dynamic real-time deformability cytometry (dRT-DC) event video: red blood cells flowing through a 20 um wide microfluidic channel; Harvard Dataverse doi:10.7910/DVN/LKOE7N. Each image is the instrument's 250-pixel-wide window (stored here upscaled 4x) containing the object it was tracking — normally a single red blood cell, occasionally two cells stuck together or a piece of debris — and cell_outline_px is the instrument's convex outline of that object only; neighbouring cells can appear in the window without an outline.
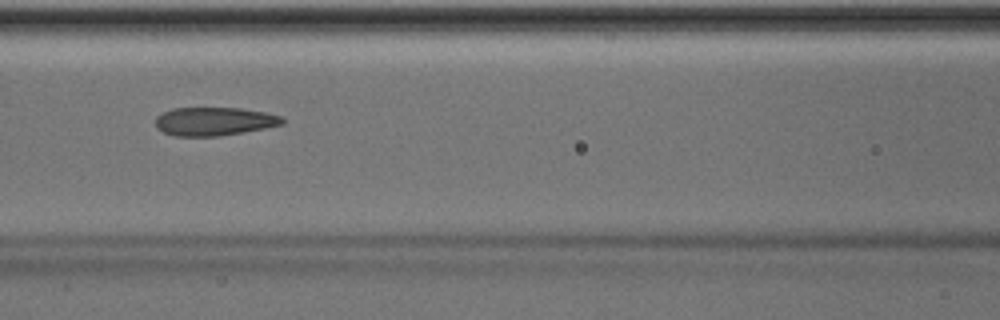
{"species": "Egyptian fruit bat (a non-hibernating species)", "species_latin": "Rousettus aegyptiacus", "temperature_condition": "room temperature", "stored_images_in_passage": 50, "camera_frame_rate_fps": 3000, "um_per_image_px": 0.085, "animal": {"sex": "male"}, "frame": {"image": 1, "passage_image": 22, "time_ms": 7.0, "image_size_px": [1000, 320], "cell_outline_px": [[284, 124], [264, 128], [216, 136], [176, 136], [164, 132], [156, 128], [156, 116], [172, 108], [240, 108], [264, 112], [280, 116], [284, 120]], "centroid_in_image_um": [18.18, 10.31], "position_along_channel_um": 148.4, "area_um2": 20.75}}
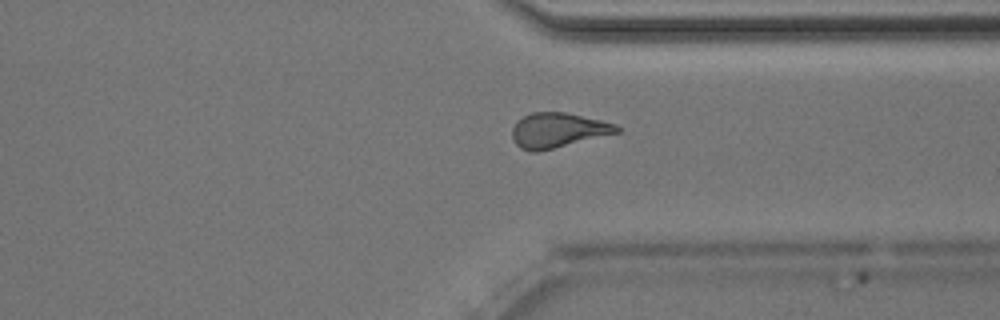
{"frame": {"image": 2, "passage_image": 38, "time_ms": 12.333, "image_size_px": [1000, 320], "cell_outline_px": [[620, 132], [536, 152], [532, 152], [520, 148], [512, 140], [512, 128], [516, 120], [532, 112], [564, 112], [600, 120], [616, 124], [620, 128]], "centroid_in_image_um": [47.38, 11.07], "position_along_channel_um": 364.0, "area_um2": 21.1}}
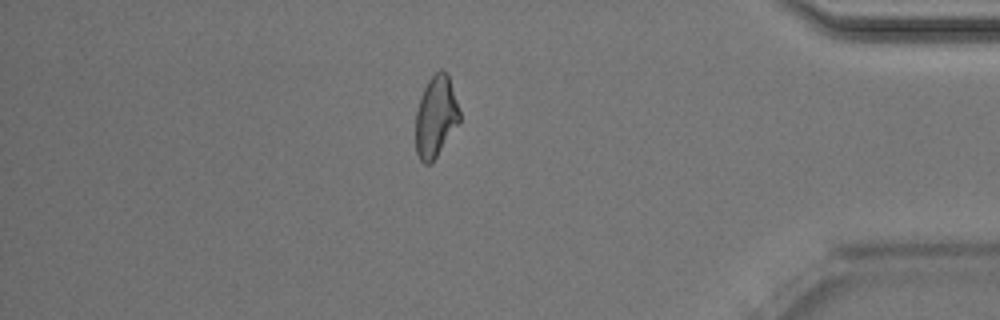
{"frame": {"image": 3, "passage_image": 43, "time_ms": 14.0, "image_size_px": [1000, 320], "cell_outline_px": [[460, 120], [432, 164], [424, 164], [420, 160], [416, 152], [416, 112], [420, 96], [428, 80], [440, 68], [448, 72], [460, 112]], "centroid_in_image_um": [37.04, 9.9], "position_along_channel_um": 398.2, "area_um2": 20.87}, "authors_computed_cell_mechanics": {"area_um2": 21.6172, "velocity_mm_per_s": 4.0394, "shape_relaxation_time_tau1_ms": 5.6652, "shape_relaxation_time_tau2_ms": 2.1514, "deformation_change_tau1": 0.1744, "deformation_change_tau2": 0.0884}}